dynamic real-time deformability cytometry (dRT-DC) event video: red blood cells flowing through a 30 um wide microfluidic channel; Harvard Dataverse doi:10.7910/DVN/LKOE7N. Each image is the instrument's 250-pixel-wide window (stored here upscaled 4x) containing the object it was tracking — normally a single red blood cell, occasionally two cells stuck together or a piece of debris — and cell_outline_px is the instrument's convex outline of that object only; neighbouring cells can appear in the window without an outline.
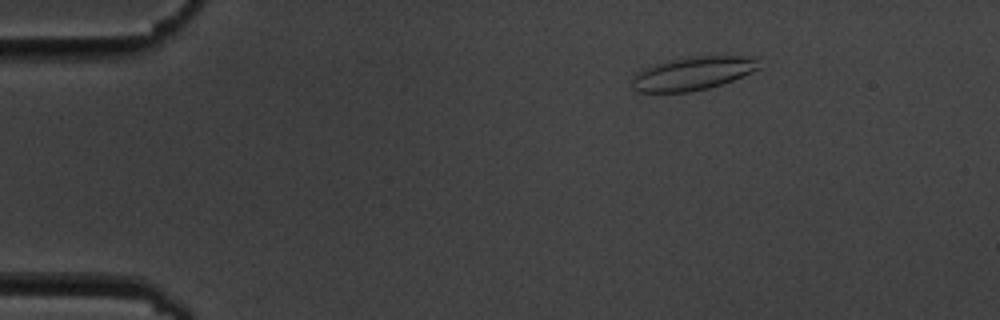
{"species": "common noctule bat (a hibernating species)", "species_latin": "Nyctalus noctula", "temperature_condition": "cold", "stored_images_in_passage": 6, "camera_frame_rate_fps": 3000, "um_per_image_px": 0.085, "animal": {"sex": "male", "body_mass_g": 19.5, "forearm_length_mm": 54.6}, "frame": {"image": 1, "passage_image": 3, "time_ms": 2.333, "image_size_px": [1000, 320], "cell_outline_px": [[764, 68], [732, 80], [708, 88], [688, 92], [636, 92], [632, 88], [632, 76], [640, 68], [668, 60], [712, 52], [756, 56]], "centroid_in_image_um": [58.98, 6.17], "position_along_channel_um": 26.0, "area_um2": 26.18}}
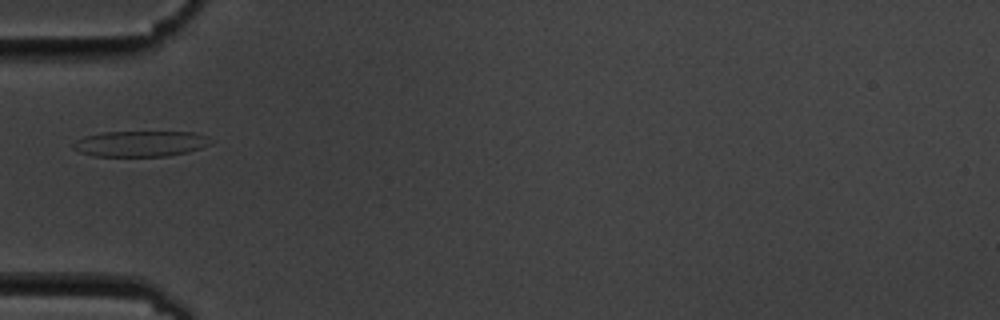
{"frame": {"image": 2, "passage_image": 6, "time_ms": 5.667, "image_size_px": [1000, 320], "cell_outline_px": [[212, 144], [188, 152], [168, 156], [92, 156], [80, 152], [72, 148], [72, 144], [76, 140], [84, 136], [104, 132], [196, 132], [212, 140]], "centroid_in_image_um": [11.93, 12.21], "position_along_channel_um": 73.1, "area_um2": 20.69}}